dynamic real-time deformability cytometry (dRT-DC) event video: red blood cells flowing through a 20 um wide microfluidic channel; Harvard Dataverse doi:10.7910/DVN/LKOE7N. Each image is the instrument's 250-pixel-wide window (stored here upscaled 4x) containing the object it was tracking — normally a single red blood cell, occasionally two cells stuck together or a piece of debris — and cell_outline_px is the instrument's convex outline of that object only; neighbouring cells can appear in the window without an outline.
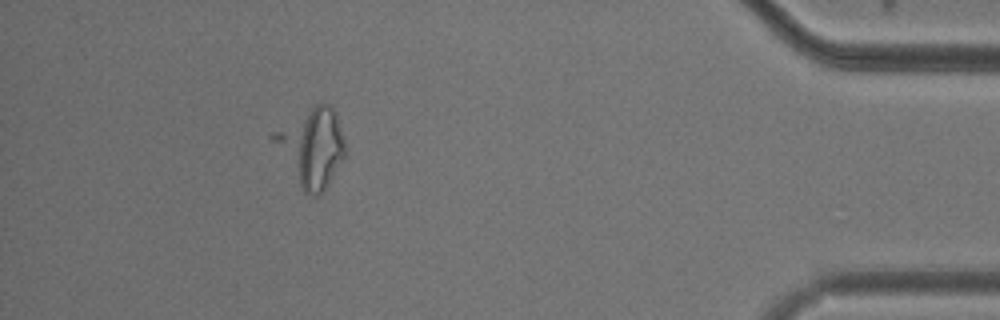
{"species": "common noctule bat (a hibernating species)", "species_latin": "Nyctalus noctula", "temperature_condition": "cold", "stored_images_in_passage": 14, "camera_frame_rate_fps": 3000, "um_per_image_px": 0.085, "animal": {"sex": "male", "body_mass_g": 20.5, "forearm_length_mm": 52.5}, "frame": {"image": 1, "passage_image": 13, "time_ms": 4.0, "image_size_px": [1000, 320], "cell_outline_px": [[344, 156], [328, 184], [320, 196], [312, 196], [304, 192], [268, 136], [272, 132], [320, 100], [332, 104], [336, 112], [344, 136]], "centroid_in_image_um": [26.49, 12.45], "position_along_channel_um": 408.7, "area_um2": 32.6}}